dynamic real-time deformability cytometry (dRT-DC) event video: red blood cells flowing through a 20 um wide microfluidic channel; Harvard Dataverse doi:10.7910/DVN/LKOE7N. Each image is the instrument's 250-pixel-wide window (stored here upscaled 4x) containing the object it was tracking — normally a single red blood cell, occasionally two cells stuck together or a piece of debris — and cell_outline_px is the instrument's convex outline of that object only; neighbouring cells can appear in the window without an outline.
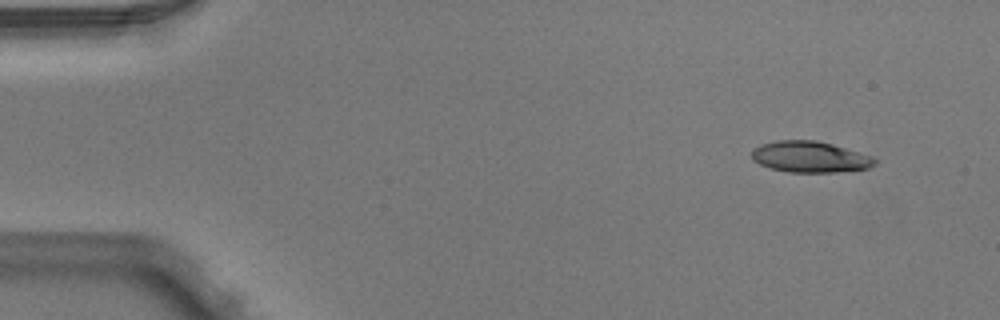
{"species": "Egyptian fruit bat (a non-hibernating species)", "species_latin": "Rousettus aegyptiacus", "temperature_condition": "warm", "stored_images_in_passage": 3, "camera_frame_rate_fps": 3000, "um_per_image_px": 0.085, "animal": {"sex": "male"}, "frame": {"image": 1, "passage_image": 1, "time_ms": 0.0, "image_size_px": [1000, 320], "cell_outline_px": [[876, 164], [868, 168], [836, 172], [788, 172], [772, 168], [760, 164], [752, 160], [752, 148], [760, 144], [776, 140], [816, 140], [832, 144], [872, 156], [876, 160]], "centroid_in_image_um": [68.82, 13.33], "position_along_channel_um": 16.2, "area_um2": 22.31}}
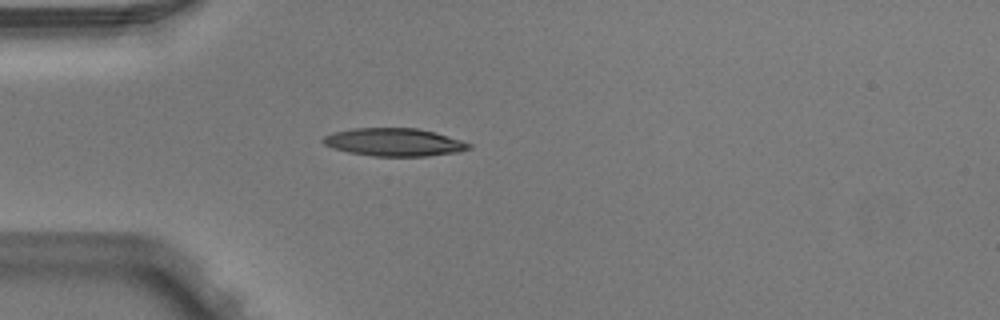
{"frame": {"image": 2, "passage_image": 3, "time_ms": 0.667, "image_size_px": [1000, 320], "cell_outline_px": [[472, 148], [460, 152], [428, 156], [372, 156], [348, 152], [332, 148], [324, 144], [320, 140], [324, 136], [332, 132], [352, 128], [416, 128], [436, 132], [472, 144]], "centroid_in_image_um": [33.49, 12.08], "position_along_channel_um": 51.5, "area_um2": 23.93}}